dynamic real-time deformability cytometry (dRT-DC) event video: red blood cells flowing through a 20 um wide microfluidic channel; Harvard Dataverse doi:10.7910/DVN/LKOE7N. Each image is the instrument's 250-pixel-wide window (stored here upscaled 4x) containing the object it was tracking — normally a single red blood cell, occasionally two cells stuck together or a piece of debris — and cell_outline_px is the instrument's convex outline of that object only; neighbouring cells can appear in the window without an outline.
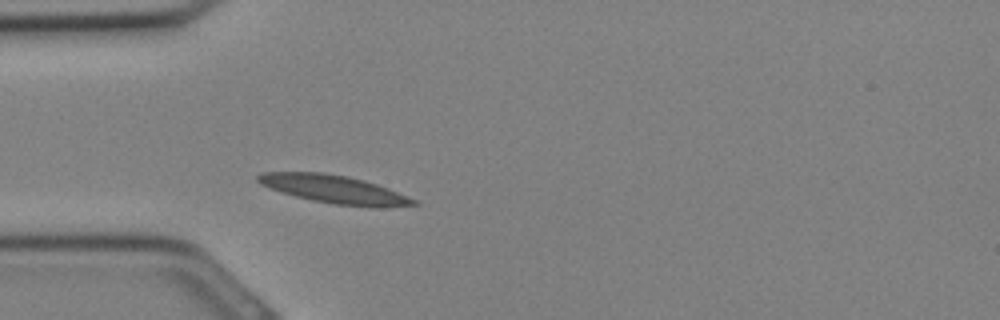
{"species": "Egyptian fruit bat (a non-hibernating species)", "species_latin": "Rousettus aegyptiacus", "temperature_condition": "cold", "stored_images_in_passage": 24, "camera_frame_rate_fps": 3000, "um_per_image_px": 0.085, "animal": {"sex": "female"}, "frame": {"image": 1, "passage_image": 1, "time_ms": 0.0, "image_size_px": [1000, 320], "cell_outline_px": [[420, 204], [380, 208], [376, 208], [332, 204], [312, 200], [280, 192], [268, 188], [260, 184], [256, 180], [256, 176], [260, 172], [324, 172], [348, 176], [364, 180], [388, 188], [416, 200]], "centroid_in_image_um": [28.38, 16.09], "position_along_channel_um": 56.6, "area_um2": 25.72}}
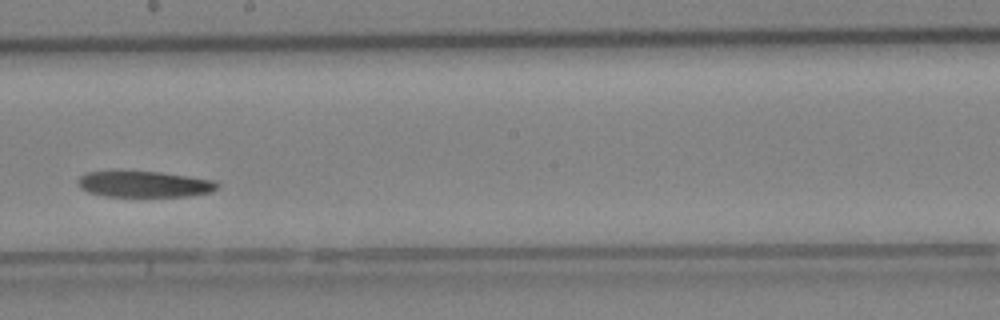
{"frame": {"image": 2, "passage_image": 10, "time_ms": 3.0, "image_size_px": [1000, 320], "cell_outline_px": [[220, 184], [212, 192], [192, 196], [104, 196], [88, 192], [80, 188], [76, 184], [76, 180], [80, 176], [88, 172], [160, 172], [212, 180]], "centroid_in_image_um": [12.24, 15.67], "position_along_channel_um": 236.0, "area_um2": 20.98}}
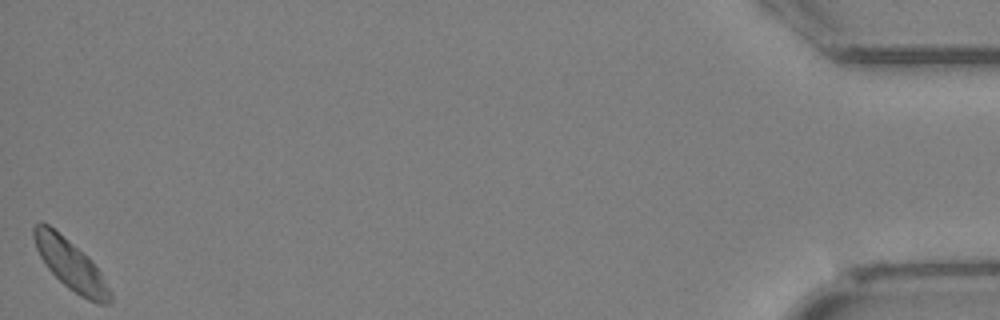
{"frame": {"image": 3, "passage_image": 24, "time_ms": 7.667, "image_size_px": [1000, 320], "cell_outline_px": [[112, 300], [108, 304], [96, 304], [80, 296], [68, 288], [48, 268], [40, 256], [36, 248], [32, 236], [32, 228], [40, 220], [48, 224], [88, 256], [100, 272], [112, 292]], "centroid_in_image_um": [6.0, 22.5], "position_along_channel_um": 429.2, "area_um2": 22.2}}